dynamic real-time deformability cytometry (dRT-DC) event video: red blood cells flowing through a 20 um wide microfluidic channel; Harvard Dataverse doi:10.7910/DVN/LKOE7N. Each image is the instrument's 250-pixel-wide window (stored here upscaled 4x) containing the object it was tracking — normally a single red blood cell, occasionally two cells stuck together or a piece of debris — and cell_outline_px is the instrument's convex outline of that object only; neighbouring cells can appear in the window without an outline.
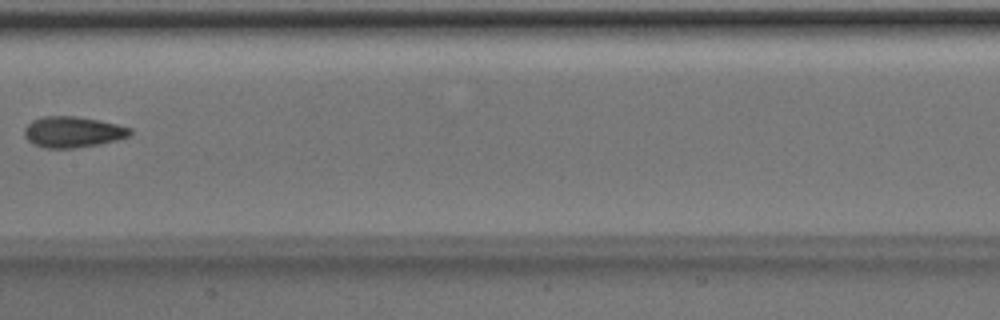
{"species": "Egyptian fruit bat (a non-hibernating species)", "species_latin": "Rousettus aegyptiacus", "temperature_condition": "room temperature", "stored_images_in_passage": 8, "camera_frame_rate_fps": 3000, "um_per_image_px": 0.085, "animal": {"sex": "male"}, "frame": {"image": 1, "passage_image": 7, "time_ms": 2.0, "image_size_px": [1000, 320], "cell_outline_px": [[132, 132], [128, 136], [116, 140], [100, 144], [72, 148], [44, 148], [32, 144], [24, 136], [24, 128], [32, 120], [44, 116], [76, 116], [100, 120], [132, 128]], "centroid_in_image_um": [6.16, 11.21], "position_along_channel_um": 201.2, "area_um2": 19.13}}
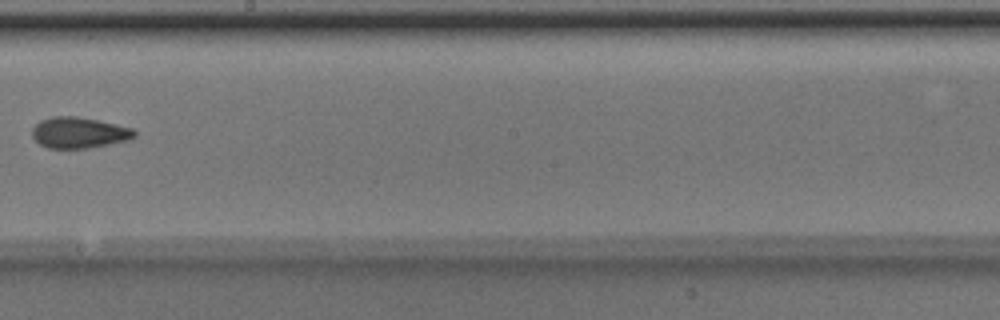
{"frame": {"image": 2, "passage_image": 8, "time_ms": 2.333, "image_size_px": [1000, 320], "cell_outline_px": [[136, 136], [128, 140], [88, 148], [48, 148], [40, 144], [32, 136], [32, 128], [40, 120], [52, 116], [76, 116], [116, 124], [132, 128], [136, 132]], "centroid_in_image_um": [6.7, 11.27], "position_along_channel_um": 241.5, "area_um2": 18.38}}